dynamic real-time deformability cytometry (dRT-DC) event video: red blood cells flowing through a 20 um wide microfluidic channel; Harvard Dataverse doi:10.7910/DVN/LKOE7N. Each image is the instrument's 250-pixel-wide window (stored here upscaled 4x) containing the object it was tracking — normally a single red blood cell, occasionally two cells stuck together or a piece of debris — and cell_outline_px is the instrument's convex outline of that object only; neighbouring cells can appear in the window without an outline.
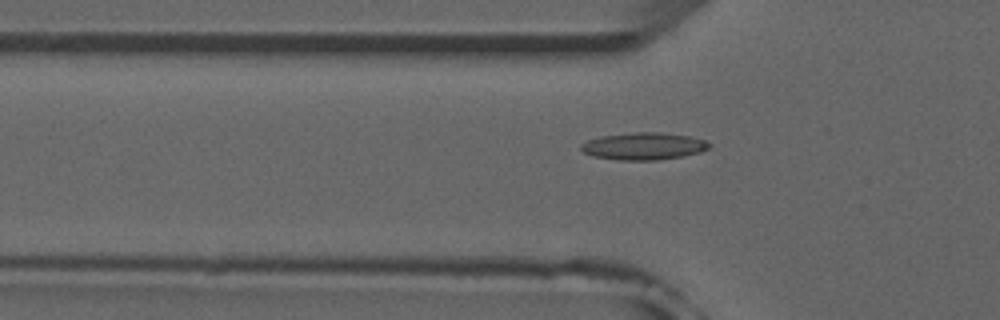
{"species": "common noctule bat (a hibernating species)", "species_latin": "Nyctalus noctula", "temperature_condition": "room temperature", "stored_images_in_passage": 48, "camera_frame_rate_fps": 3000, "um_per_image_px": 0.085, "animal": {"sex": "male", "forearm_length_mm": 52.5}, "frame": {"image": 1, "passage_image": 16, "time_ms": 5.0, "image_size_px": [1000, 320], "cell_outline_px": [[712, 144], [708, 148], [700, 152], [684, 156], [656, 160], [616, 160], [592, 156], [584, 152], [580, 148], [580, 144], [588, 140], [600, 136], [636, 132], [660, 132], [688, 136], [704, 140]], "centroid_in_image_um": [54.69, 12.43], "position_along_channel_um": 71.1, "area_um2": 20.35}}
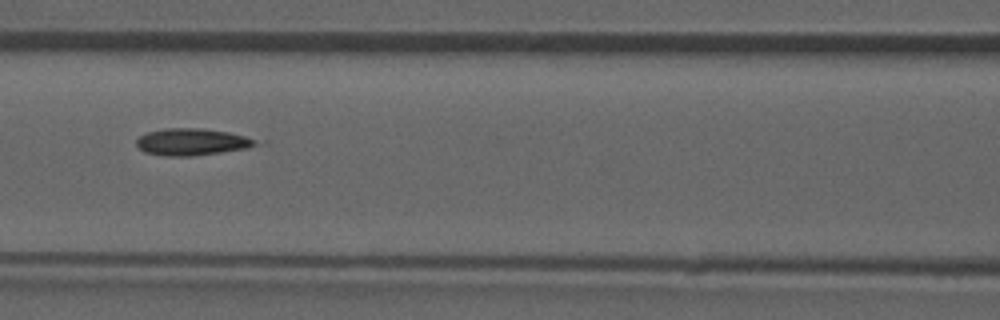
{"frame": {"image": 2, "passage_image": 22, "time_ms": 7.0, "image_size_px": [1000, 320], "cell_outline_px": [[256, 144], [248, 148], [192, 156], [164, 156], [144, 152], [136, 144], [136, 140], [140, 136], [148, 132], [164, 128], [200, 128], [228, 132], [244, 136], [252, 140]], "centroid_in_image_um": [16.23, 12.06], "position_along_channel_um": 150.4, "area_um2": 18.38}}
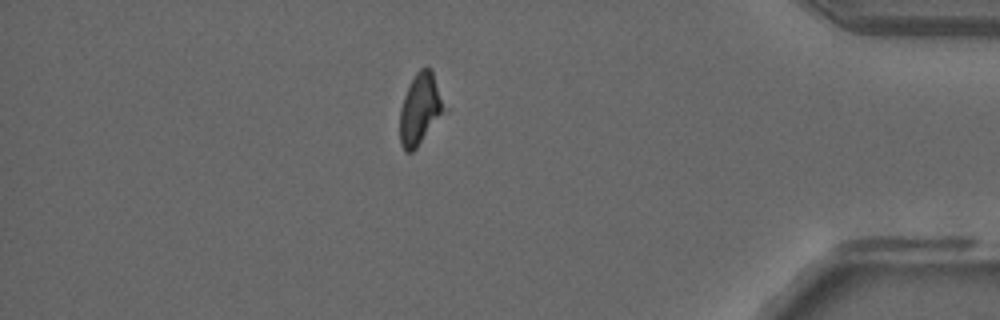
{"frame": {"image": 3, "passage_image": 44, "time_ms": 14.333, "image_size_px": [1000, 320], "cell_outline_px": [[440, 112], [416, 148], [412, 152], [404, 152], [400, 144], [400, 108], [404, 96], [416, 72], [420, 68], [432, 68], [440, 100]], "centroid_in_image_um": [35.59, 9.27], "position_along_channel_um": 399.6, "area_um2": 16.94}}